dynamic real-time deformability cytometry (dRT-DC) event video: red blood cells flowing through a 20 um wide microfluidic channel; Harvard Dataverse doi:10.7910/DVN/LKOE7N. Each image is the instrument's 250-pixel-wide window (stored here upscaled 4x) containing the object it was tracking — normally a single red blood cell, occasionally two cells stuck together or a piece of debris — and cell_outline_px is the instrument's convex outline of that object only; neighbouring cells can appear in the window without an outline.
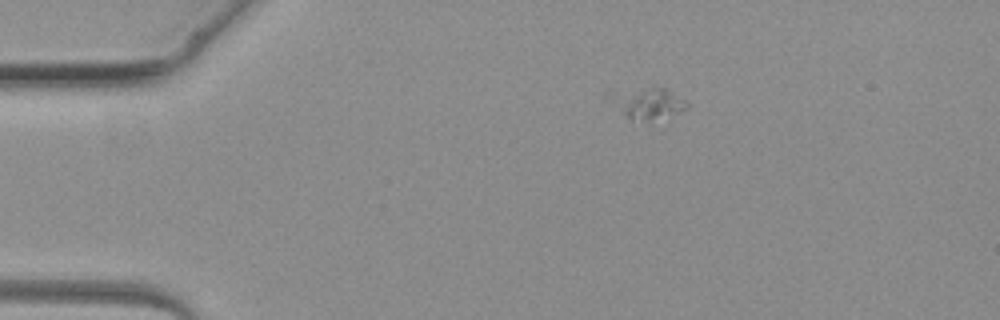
{"species": "common noctule bat (a hibernating species)", "species_latin": "Nyctalus noctula", "temperature_condition": "warm", "stored_images_in_passage": 2, "camera_frame_rate_fps": 3000, "um_per_image_px": 0.085, "animal": {"sex": "female", "body_mass_g": 19.3, "forearm_length_mm": 54.1}, "frame": {"image": 1, "passage_image": 1, "time_ms": 0.0, "image_size_px": [1000, 320], "cell_outline_px": [[688, 108], [680, 112], [648, 120], [628, 116], [624, 112], [628, 100], [652, 88], [664, 88], [684, 100], [688, 104]], "centroid_in_image_um": [55.66, 8.88], "position_along_channel_um": 29.3, "area_um2": 10.0}}